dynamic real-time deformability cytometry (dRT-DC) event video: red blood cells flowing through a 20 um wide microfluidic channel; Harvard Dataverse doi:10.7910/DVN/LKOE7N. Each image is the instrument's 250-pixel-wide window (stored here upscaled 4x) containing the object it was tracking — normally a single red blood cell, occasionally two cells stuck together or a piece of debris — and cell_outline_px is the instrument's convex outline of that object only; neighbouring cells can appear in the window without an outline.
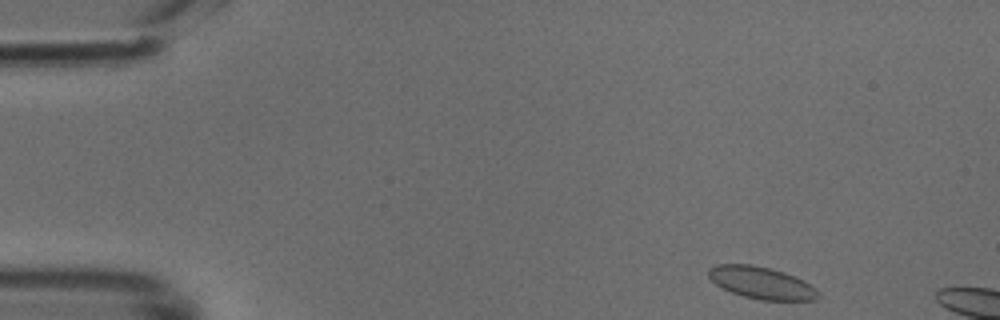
{"species": "common noctule bat (a hibernating species)", "species_latin": "Nyctalus noctula", "temperature_condition": "cold", "stored_images_in_passage": 5, "camera_frame_rate_fps": 3000, "um_per_image_px": 0.085, "animal": {"sex": "male", "body_mass_g": 18.8}, "frame": {"image": 1, "passage_image": 1, "time_ms": 0.0, "image_size_px": [1000, 320], "cell_outline_px": [[820, 296], [816, 300], [760, 300], [744, 296], [732, 292], [716, 284], [708, 276], [708, 268], [716, 264], [752, 264], [772, 268], [784, 272], [804, 280], [816, 288], [820, 292]], "centroid_in_image_um": [64.75, 24.03], "position_along_channel_um": 20.2, "area_um2": 20.63}}